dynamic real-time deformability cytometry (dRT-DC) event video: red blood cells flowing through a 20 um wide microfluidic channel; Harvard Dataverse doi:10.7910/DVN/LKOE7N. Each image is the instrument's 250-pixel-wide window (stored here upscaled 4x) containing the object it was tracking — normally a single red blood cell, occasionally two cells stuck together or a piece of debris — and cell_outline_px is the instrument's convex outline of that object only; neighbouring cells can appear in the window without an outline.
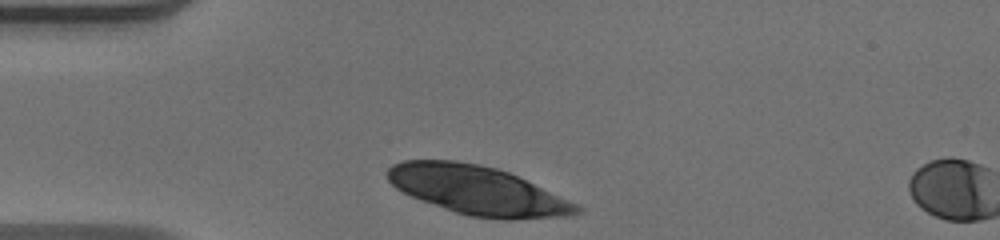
{"species": "human", "species_latin": "Homo sapiens", "temperature_condition": "warm", "stored_images_in_passage": 4, "camera_frame_rate_fps": 3000, "um_per_image_px": 0.085, "donor": {"sex": "male"}, "frame": {"image": 1, "passage_image": 1, "time_ms": 0.0, "image_size_px": [1000, 240], "cell_outline_px": [[584, 212], [568, 216], [512, 220], [504, 220], [472, 216], [456, 212], [420, 200], [396, 188], [388, 180], [388, 168], [392, 164], [404, 160], [456, 160], [480, 164], [496, 168], [508, 172], [568, 200], [584, 208]], "centroid_in_image_um": [40.6, 16.18], "position_along_channel_um": 44.4, "area_um2": 53.47}}